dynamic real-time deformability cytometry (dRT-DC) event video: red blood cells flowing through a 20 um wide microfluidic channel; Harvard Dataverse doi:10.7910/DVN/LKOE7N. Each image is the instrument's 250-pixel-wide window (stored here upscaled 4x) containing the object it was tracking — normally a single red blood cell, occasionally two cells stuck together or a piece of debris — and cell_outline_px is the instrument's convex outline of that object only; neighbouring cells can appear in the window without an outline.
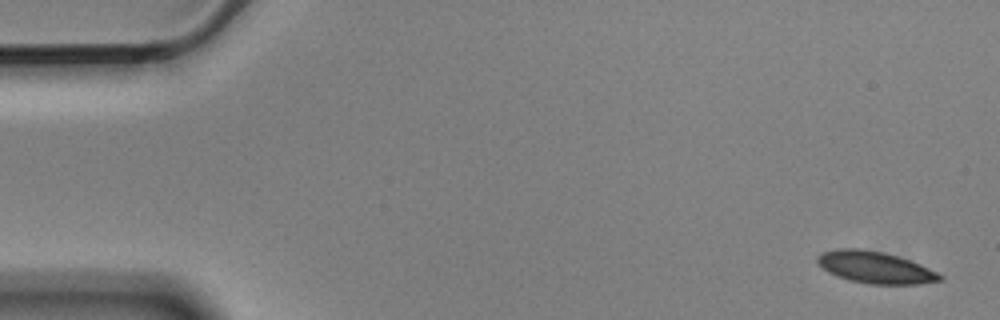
{"species": "Egyptian fruit bat (a non-hibernating species)", "species_latin": "Rousettus aegyptiacus", "temperature_condition": "cold", "stored_images_in_passage": 5, "camera_frame_rate_fps": 3000, "um_per_image_px": 0.085, "animal": {"sex": "male"}, "frame": {"image": 1, "passage_image": 1, "time_ms": 0.0, "image_size_px": [1000, 320], "cell_outline_px": [[944, 280], [916, 284], [868, 284], [848, 280], [836, 276], [828, 272], [816, 260], [816, 256], [820, 252], [840, 248], [856, 248], [884, 252], [920, 264], [944, 276]], "centroid_in_image_um": [74.36, 22.73], "position_along_channel_um": 10.6, "area_um2": 22.66}}
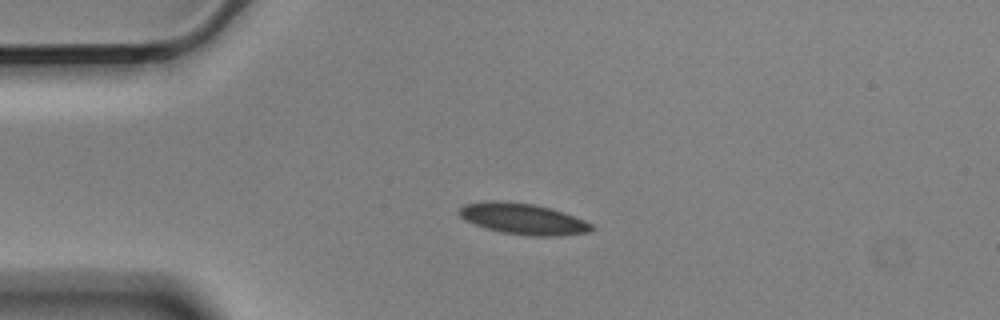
{"frame": {"image": 2, "passage_image": 4, "time_ms": 1.0, "image_size_px": [1000, 320], "cell_outline_px": [[596, 228], [588, 232], [560, 236], [528, 236], [500, 232], [484, 228], [464, 220], [456, 212], [464, 204], [492, 200], [496, 200], [532, 204], [552, 208], [564, 212], [584, 220], [592, 224]], "centroid_in_image_um": [44.45, 18.61], "position_along_channel_um": 40.6, "area_um2": 24.22}}